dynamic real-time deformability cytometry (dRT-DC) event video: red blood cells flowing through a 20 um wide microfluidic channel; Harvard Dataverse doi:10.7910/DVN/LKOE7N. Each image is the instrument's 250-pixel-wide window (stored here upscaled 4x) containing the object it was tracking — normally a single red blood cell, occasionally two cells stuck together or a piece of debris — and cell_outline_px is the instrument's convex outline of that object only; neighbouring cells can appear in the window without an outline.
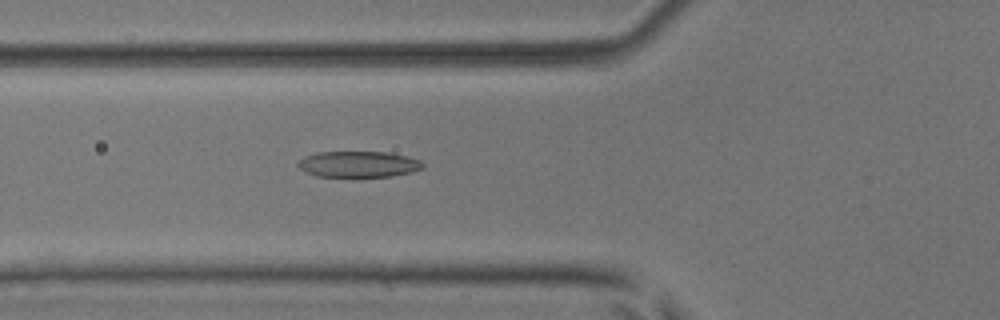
{"species": "common noctule bat (a hibernating species)", "species_latin": "Nyctalus noctula", "temperature_condition": "room temperature", "stored_images_in_passage": 54, "camera_frame_rate_fps": 3000, "um_per_image_px": 0.085, "animal": {"sex": "male", "body_mass_g": 17.9, "forearm_length_mm": 54.2}, "frame": {"image": 1, "passage_image": 20, "time_ms": 6.333, "image_size_px": [1000, 320], "cell_outline_px": [[424, 168], [412, 172], [392, 176], [316, 176], [300, 168], [296, 164], [304, 156], [316, 152], [388, 152], [408, 156], [420, 160], [424, 164]], "centroid_in_image_um": [30.5, 13.94], "position_along_channel_um": 95.3, "area_um2": 18.9}}
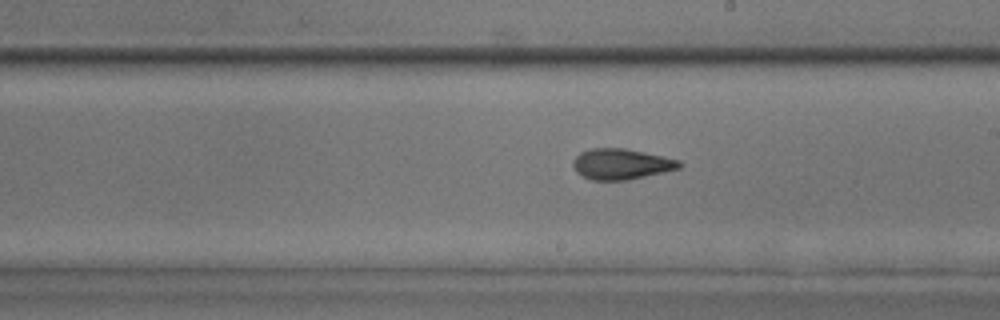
{"frame": {"image": 2, "passage_image": 31, "time_ms": 10.0, "image_size_px": [1000, 320], "cell_outline_px": [[684, 164], [680, 168], [628, 180], [592, 180], [576, 172], [572, 164], [572, 160], [580, 152], [592, 148], [624, 148], [664, 156], [680, 160]], "centroid_in_image_um": [52.81, 13.94], "position_along_channel_um": 236.2, "area_um2": 19.07}}
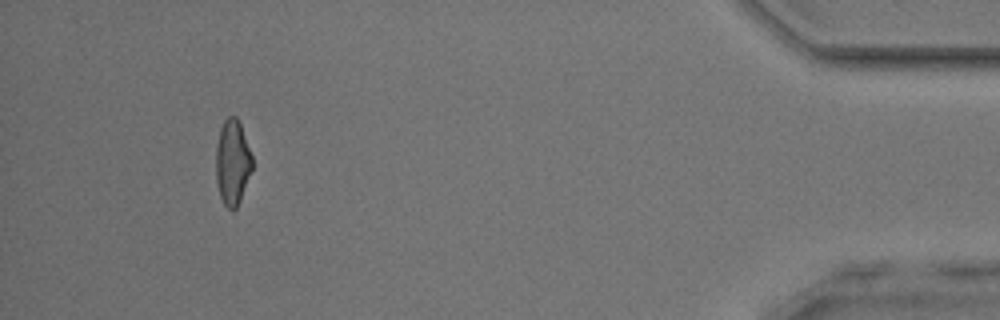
{"frame": {"image": 3, "passage_image": 50, "time_ms": 16.333, "image_size_px": [1000, 320], "cell_outline_px": [[252, 168], [240, 200], [236, 208], [232, 212], [224, 204], [220, 196], [216, 180], [216, 148], [220, 128], [224, 120], [228, 116], [236, 116], [240, 124], [252, 156]], "centroid_in_image_um": [19.75, 13.8], "position_along_channel_um": 415.5, "area_um2": 17.86}, "authors_computed_cell_mechanics": {"area_um2": 19.0451, "velocity_mm_per_s": 3.8455, "shape_relaxation_time_tau1_ms": 3.0142, "shape_relaxation_time_tau2_ms": 2.8405, "deformation_change_tau1": 0.1431, "deformation_change_tau2": 0.1185}}